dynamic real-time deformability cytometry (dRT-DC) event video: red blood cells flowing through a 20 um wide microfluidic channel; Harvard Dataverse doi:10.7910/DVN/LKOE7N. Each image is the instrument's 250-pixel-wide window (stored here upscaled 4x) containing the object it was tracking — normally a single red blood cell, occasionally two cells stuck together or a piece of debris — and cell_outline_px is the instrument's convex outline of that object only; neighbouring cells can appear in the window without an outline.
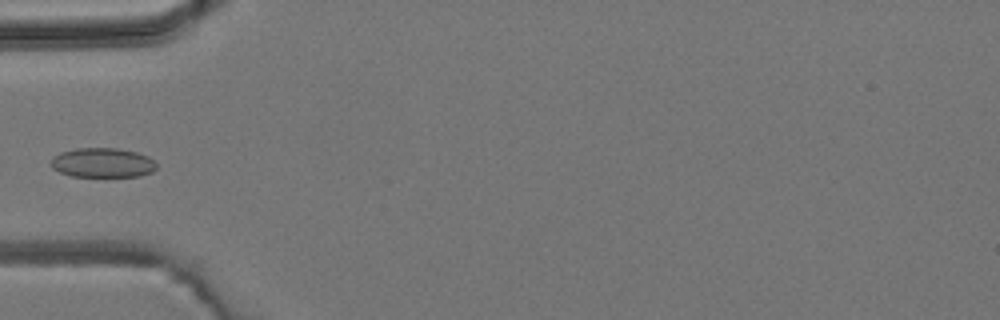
{"species": "common noctule bat (a hibernating species)", "species_latin": "Nyctalus noctula", "temperature_condition": "room temperature", "stored_images_in_passage": 5, "camera_frame_rate_fps": 3000, "um_per_image_px": 0.085, "animal": {"sex": "male", "body_mass_g": 19.2, "forearm_length_mm": 51.8}, "frame": {"image": 1, "passage_image": 4, "time_ms": 4.667, "image_size_px": [1000, 320], "cell_outline_px": [[156, 168], [152, 172], [140, 176], [72, 176], [60, 172], [52, 168], [52, 156], [60, 152], [76, 148], [116, 148], [136, 152], [148, 156], [156, 164]], "centroid_in_image_um": [8.71, 13.82], "position_along_channel_um": 76.3, "area_um2": 18.09}}
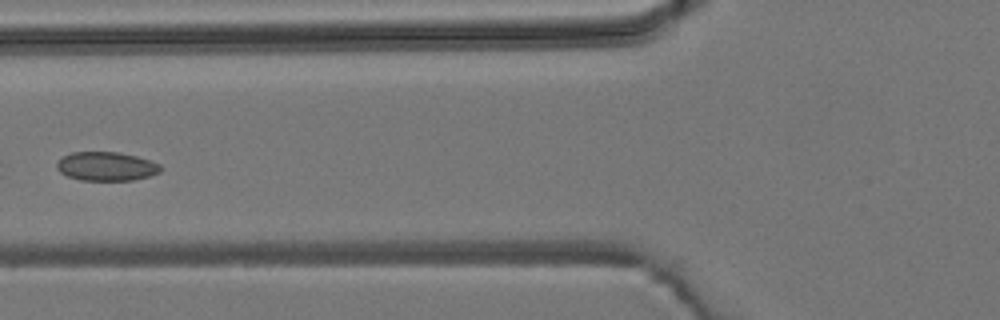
{"frame": {"image": 2, "passage_image": 5, "time_ms": 5.667, "image_size_px": [1000, 320], "cell_outline_px": [[160, 172], [148, 176], [132, 180], [80, 180], [68, 176], [60, 172], [56, 168], [56, 164], [64, 156], [72, 152], [120, 152], [136, 156], [160, 164]], "centroid_in_image_um": [9.02, 14.14], "position_along_channel_um": 116.8, "area_um2": 17.28}}